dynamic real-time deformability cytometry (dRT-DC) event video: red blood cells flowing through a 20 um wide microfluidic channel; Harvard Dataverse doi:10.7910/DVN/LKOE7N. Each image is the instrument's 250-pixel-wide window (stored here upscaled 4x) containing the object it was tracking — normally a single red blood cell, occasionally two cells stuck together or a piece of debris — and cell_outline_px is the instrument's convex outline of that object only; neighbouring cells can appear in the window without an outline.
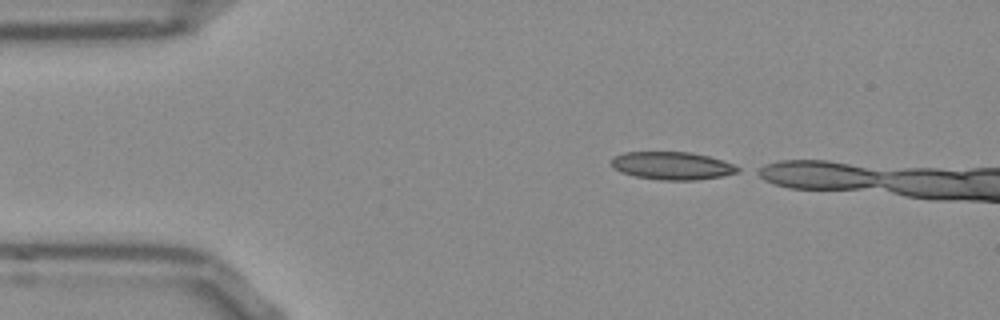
{"species": "Egyptian fruit bat (a non-hibernating species)", "species_latin": "Rousettus aegyptiacus", "temperature_condition": "room temperature", "stored_images_in_passage": 5, "camera_frame_rate_fps": 3000, "um_per_image_px": 0.085, "frame": {"image": 1, "passage_image": 1, "time_ms": 0.0, "image_size_px": [1000, 320], "cell_outline_px": [[740, 172], [720, 176], [696, 180], [660, 180], [636, 176], [620, 172], [612, 168], [608, 160], [612, 156], [624, 152], [688, 152], [708, 156], [732, 164], [740, 168]], "centroid_in_image_um": [57.04, 14.08], "position_along_channel_um": 28.0, "area_um2": 20.58}}